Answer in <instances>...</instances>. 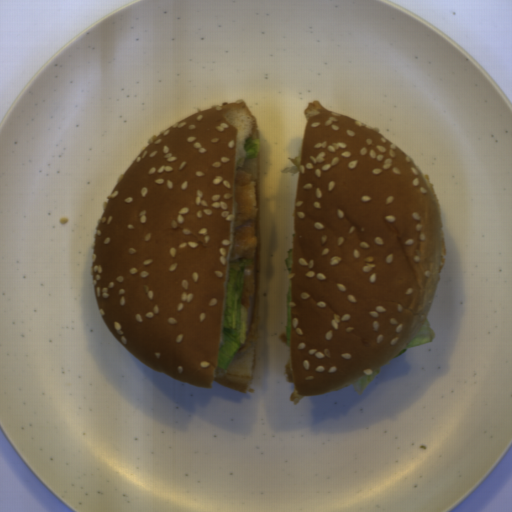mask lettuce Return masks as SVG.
Returning <instances> with one entry per match:
<instances>
[{"label":"lettuce","instance_id":"obj_4","mask_svg":"<svg viewBox=\"0 0 512 512\" xmlns=\"http://www.w3.org/2000/svg\"><path fill=\"white\" fill-rule=\"evenodd\" d=\"M245 161L257 158L260 151V138H248L244 144Z\"/></svg>","mask_w":512,"mask_h":512},{"label":"lettuce","instance_id":"obj_5","mask_svg":"<svg viewBox=\"0 0 512 512\" xmlns=\"http://www.w3.org/2000/svg\"><path fill=\"white\" fill-rule=\"evenodd\" d=\"M379 372H380V366L371 375H366L365 377L360 379L356 384H352L354 391L358 395H361L363 393L365 387L373 381V379Z\"/></svg>","mask_w":512,"mask_h":512},{"label":"lettuce","instance_id":"obj_1","mask_svg":"<svg viewBox=\"0 0 512 512\" xmlns=\"http://www.w3.org/2000/svg\"><path fill=\"white\" fill-rule=\"evenodd\" d=\"M251 259L229 262V275L223 313V333L219 344L217 365L227 370L234 355L246 344L248 316L241 302L247 269Z\"/></svg>","mask_w":512,"mask_h":512},{"label":"lettuce","instance_id":"obj_6","mask_svg":"<svg viewBox=\"0 0 512 512\" xmlns=\"http://www.w3.org/2000/svg\"><path fill=\"white\" fill-rule=\"evenodd\" d=\"M288 257L285 259V266L287 268L288 273L292 272V260H293V249H287Z\"/></svg>","mask_w":512,"mask_h":512},{"label":"lettuce","instance_id":"obj_3","mask_svg":"<svg viewBox=\"0 0 512 512\" xmlns=\"http://www.w3.org/2000/svg\"><path fill=\"white\" fill-rule=\"evenodd\" d=\"M291 284L289 280L288 290L286 295V313H285V330H286V345L291 348Z\"/></svg>","mask_w":512,"mask_h":512},{"label":"lettuce","instance_id":"obj_2","mask_svg":"<svg viewBox=\"0 0 512 512\" xmlns=\"http://www.w3.org/2000/svg\"><path fill=\"white\" fill-rule=\"evenodd\" d=\"M435 338H436V334L432 330L431 325L426 317L418 334L412 339V341L404 349H402L394 357H401L403 354H405L407 352V349L422 346L424 344L432 342Z\"/></svg>","mask_w":512,"mask_h":512}]
</instances>
